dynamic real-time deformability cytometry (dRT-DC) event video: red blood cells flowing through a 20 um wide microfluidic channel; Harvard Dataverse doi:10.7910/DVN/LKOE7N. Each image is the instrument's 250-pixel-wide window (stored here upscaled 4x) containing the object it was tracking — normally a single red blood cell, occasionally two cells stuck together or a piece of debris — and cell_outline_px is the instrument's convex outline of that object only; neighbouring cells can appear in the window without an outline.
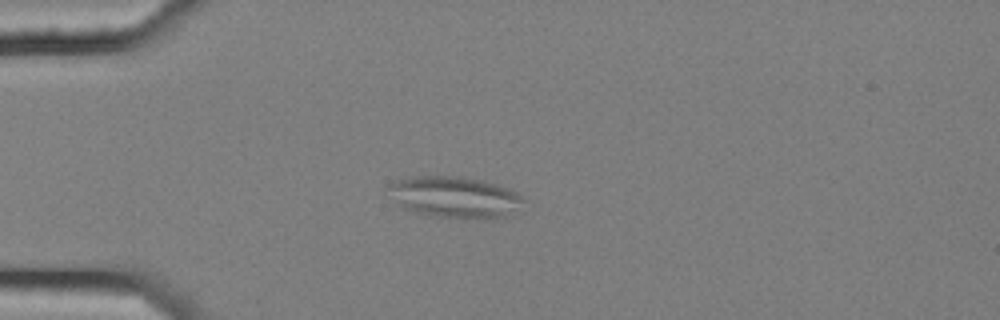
{"species": "common noctule bat (a hibernating species)", "species_latin": "Nyctalus noctula", "temperature_condition": "cold", "stored_images_in_passage": 5, "camera_frame_rate_fps": 3000, "um_per_image_px": 0.085, "animal": {"sex": "female", "body_mass_g": 25.1}, "frame": {"image": 1, "passage_image": 5, "time_ms": 1.333, "image_size_px": [1000, 320], "cell_outline_px": [[524, 200], [512, 216], [496, 220], [428, 216], [404, 208], [396, 200], [388, 188], [388, 184], [400, 180], [416, 176], [460, 176], [484, 180], [496, 184], [516, 192]], "centroid_in_image_um": [38.74, 16.78], "position_along_channel_um": 46.3, "area_um2": 32.66}}